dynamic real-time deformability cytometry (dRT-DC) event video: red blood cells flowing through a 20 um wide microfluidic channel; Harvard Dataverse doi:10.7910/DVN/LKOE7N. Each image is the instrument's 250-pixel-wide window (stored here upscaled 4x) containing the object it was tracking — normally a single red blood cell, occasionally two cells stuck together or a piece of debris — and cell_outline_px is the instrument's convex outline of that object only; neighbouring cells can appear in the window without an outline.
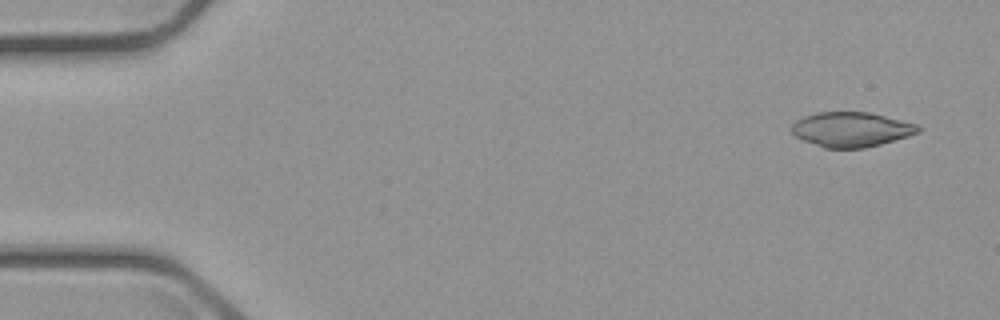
{"species": "common noctule bat (a hibernating species)", "species_latin": "Nyctalus noctula", "temperature_condition": "cold", "stored_images_in_passage": 9, "camera_frame_rate_fps": 3000, "um_per_image_px": 0.085, "animal": {"sex": "male", "body_mass_g": 23.1, "forearm_length_mm": 52.7}, "frame": {"image": 1, "passage_image": 1, "time_ms": 0.0, "image_size_px": [1000, 320], "cell_outline_px": [[924, 128], [920, 132], [908, 136], [880, 144], [864, 148], [824, 148], [804, 140], [796, 136], [792, 132], [792, 124], [796, 120], [804, 116], [816, 112], [868, 112], [916, 124]], "centroid_in_image_um": [72.36, 11.0], "position_along_channel_um": 12.6, "area_um2": 25.49}}
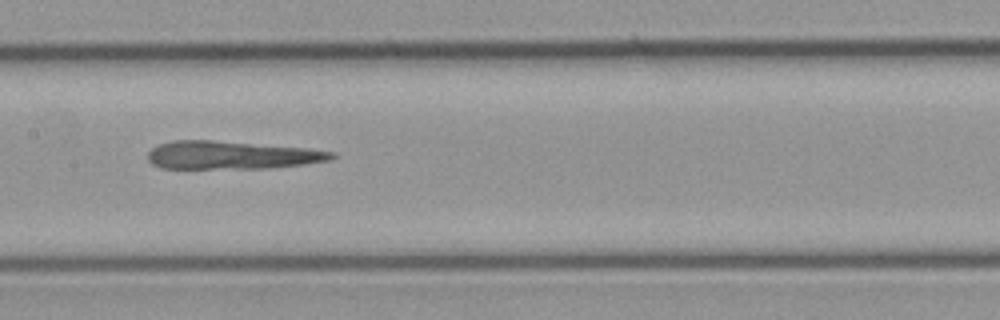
{"frame": {"image": 2, "passage_image": 7, "time_ms": 8.0, "image_size_px": [1000, 320], "cell_outline_px": [[336, 156], [332, 160], [304, 164], [272, 168], [160, 168], [152, 164], [148, 160], [148, 152], [152, 148], [160, 144], [172, 140], [212, 140], [308, 148], [336, 152]], "centroid_in_image_um": [19.71, 13.18], "position_along_channel_um": 187.7, "area_um2": 30.17}}
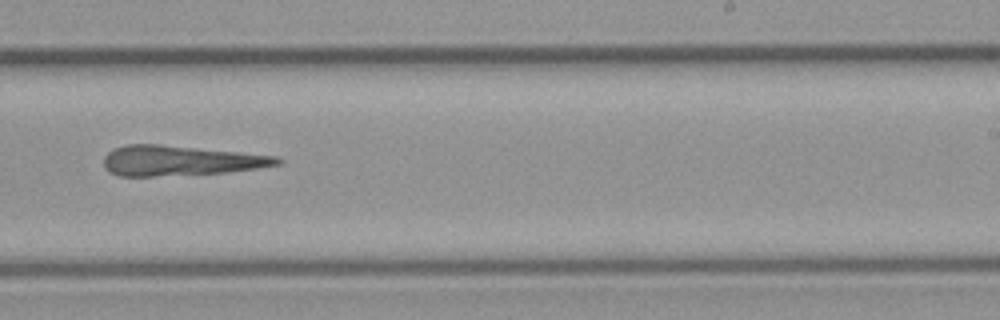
{"frame": {"image": 3, "passage_image": 9, "time_ms": 10.333, "image_size_px": [1000, 320], "cell_outline_px": [[284, 164], [256, 168], [224, 172], [156, 176], [120, 176], [108, 172], [104, 168], [104, 156], [108, 152], [116, 148], [128, 144], [160, 144], [276, 156], [284, 160]], "centroid_in_image_um": [15.31, 13.65], "position_along_channel_um": 273.7, "area_um2": 30.23}}